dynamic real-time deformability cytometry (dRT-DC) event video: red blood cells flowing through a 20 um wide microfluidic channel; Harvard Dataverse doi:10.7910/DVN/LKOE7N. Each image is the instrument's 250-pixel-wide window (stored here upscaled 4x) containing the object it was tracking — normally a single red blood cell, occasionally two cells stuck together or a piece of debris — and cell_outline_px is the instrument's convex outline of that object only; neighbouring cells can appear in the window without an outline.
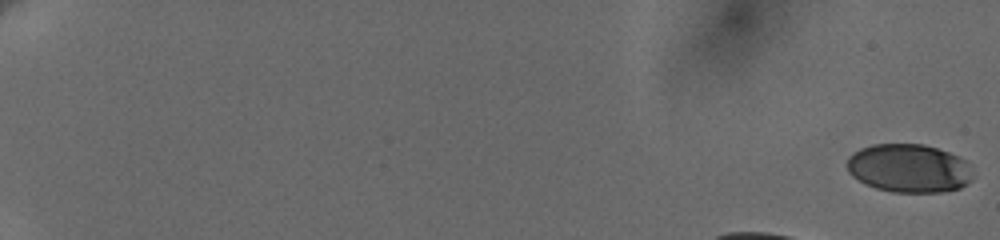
{"species": "human", "species_latin": "Homo sapiens", "temperature_condition": "cold", "stored_images_in_passage": 33, "camera_frame_rate_fps": 3000, "um_per_image_px": 0.085, "donor": {"sex": "female"}, "frame": {"image": 1, "passage_image": 1, "time_ms": 0.0, "image_size_px": [1000, 240], "cell_outline_px": [[972, 180], [968, 184], [960, 188], [944, 192], [892, 192], [876, 188], [864, 184], [852, 176], [848, 172], [848, 156], [852, 152], [860, 148], [872, 144], [924, 144], [948, 152], [964, 160], [972, 176]], "centroid_in_image_um": [77.22, 14.31], "position_along_channel_um": 7.8, "area_um2": 35.55}}
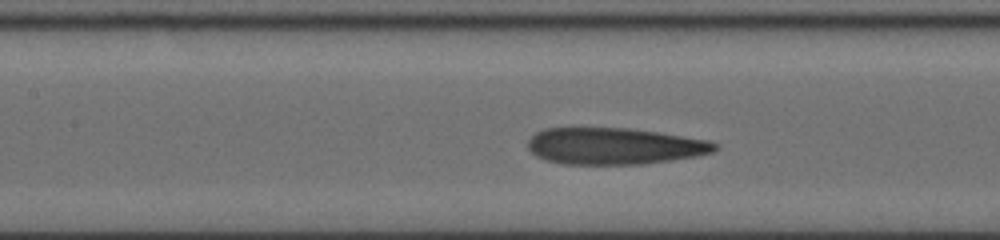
{"frame": {"image": 2, "passage_image": 26, "time_ms": 8.667, "image_size_px": [1000, 240], "cell_outline_px": [[720, 148], [712, 152], [696, 156], [672, 160], [644, 164], [560, 164], [544, 160], [536, 156], [528, 148], [528, 140], [536, 132], [544, 128], [628, 128], [656, 132], [708, 140], [716, 144]], "centroid_in_image_um": [52.19, 12.42], "position_along_channel_um": 155.2, "area_um2": 39.94}}
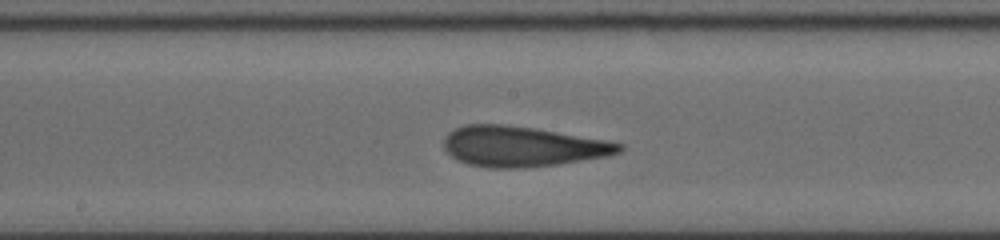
{"frame": {"image": 3, "passage_image": 30, "time_ms": 10.0, "image_size_px": [1000, 240], "cell_outline_px": [[624, 148], [620, 152], [608, 156], [560, 164], [528, 168], [488, 168], [468, 164], [456, 160], [444, 148], [444, 136], [448, 132], [464, 124], [504, 124], [532, 128], [608, 140], [624, 144]], "centroid_in_image_um": [44.4, 12.46], "position_along_channel_um": 203.8, "area_um2": 41.5}}